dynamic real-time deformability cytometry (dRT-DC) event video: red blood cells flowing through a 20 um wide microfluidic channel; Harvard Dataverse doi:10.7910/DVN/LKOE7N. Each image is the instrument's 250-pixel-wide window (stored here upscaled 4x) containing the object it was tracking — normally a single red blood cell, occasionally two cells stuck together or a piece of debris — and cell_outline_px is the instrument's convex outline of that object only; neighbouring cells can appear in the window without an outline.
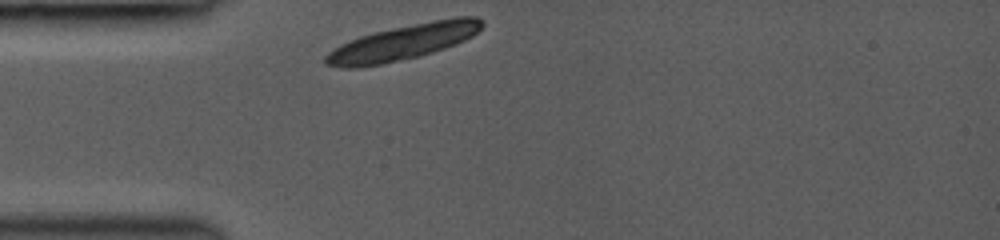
{"species": "common noctule bat (a hibernating species)", "species_latin": "Nyctalus noctula", "temperature_condition": "room temperature", "stored_images_in_passage": 17, "camera_frame_rate_fps": 3000, "um_per_image_px": 0.085, "animal": {"sex": "female", "body_mass_g": 19.0, "forearm_length_mm": 53.3}, "frame": {"image": 1, "passage_image": 1, "time_ms": 0.0, "image_size_px": [1000, 240], "cell_outline_px": [[484, 24], [472, 36], [456, 44], [420, 56], [380, 64], [356, 68], [344, 68], [324, 64], [324, 56], [332, 48], [340, 44], [360, 36], [392, 28], [432, 20], [456, 16], [476, 16], [484, 20]], "centroid_in_image_um": [34.25, 3.59], "position_along_channel_um": 50.7, "area_um2": 32.19}}
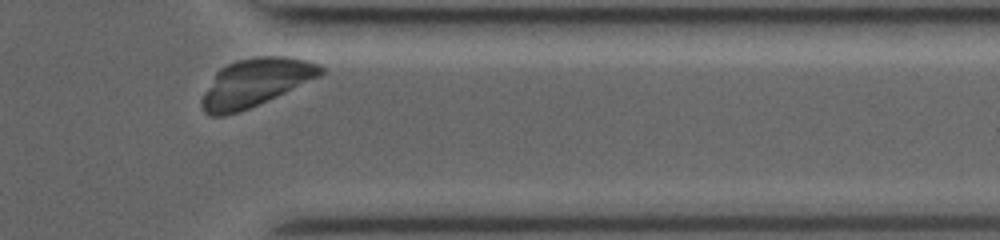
{"frame": {"image": 2, "passage_image": 17, "time_ms": 8.667, "image_size_px": [1000, 240], "cell_outline_px": [[324, 72], [320, 76], [268, 100], [248, 108], [224, 116], [212, 116], [204, 112], [200, 104], [200, 100], [204, 92], [216, 72], [220, 68], [236, 60], [256, 56], [284, 56], [308, 60], [320, 64], [324, 68]], "centroid_in_image_um": [21.7, 7.0], "position_along_channel_um": 389.7, "area_um2": 33.06}}